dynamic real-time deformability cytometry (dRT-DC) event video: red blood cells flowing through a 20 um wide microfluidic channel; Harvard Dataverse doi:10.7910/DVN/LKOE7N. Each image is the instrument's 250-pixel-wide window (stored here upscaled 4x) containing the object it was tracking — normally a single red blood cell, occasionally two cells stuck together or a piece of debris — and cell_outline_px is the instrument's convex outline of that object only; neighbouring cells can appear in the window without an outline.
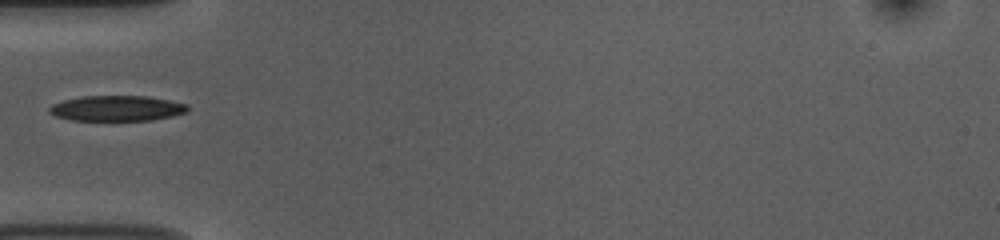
{"species": "common noctule bat (a hibernating species)", "species_latin": "Nyctalus noctula", "temperature_condition": "room temperature", "stored_images_in_passage": 37, "camera_frame_rate_fps": 3000, "um_per_image_px": 0.085, "animal": {"sex": "female", "body_mass_g": 10.0, "forearm_length_mm": 53.1}, "frame": {"image": 1, "passage_image": 1, "time_ms": 0.0, "image_size_px": [1000, 240], "cell_outline_px": [[188, 112], [172, 116], [152, 120], [72, 120], [56, 116], [48, 112], [48, 108], [52, 104], [64, 100], [84, 96], [148, 96], [188, 104]], "centroid_in_image_um": [9.94, 9.2], "position_along_channel_um": 75.1, "area_um2": 20.46}}
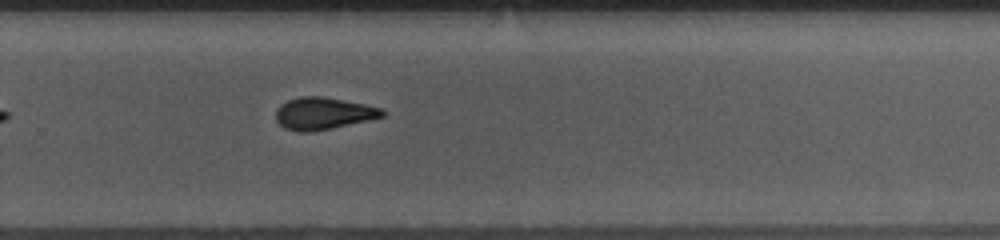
{"frame": {"image": 2, "passage_image": 19, "time_ms": 6.0, "image_size_px": [1000, 240], "cell_outline_px": [[384, 116], [368, 120], [332, 128], [308, 132], [300, 132], [284, 128], [276, 120], [276, 108], [280, 104], [288, 100], [300, 96], [320, 96], [364, 104], [380, 108], [384, 112]], "centroid_in_image_um": [27.42, 9.64], "position_along_channel_um": 302.4, "area_um2": 19.71}}
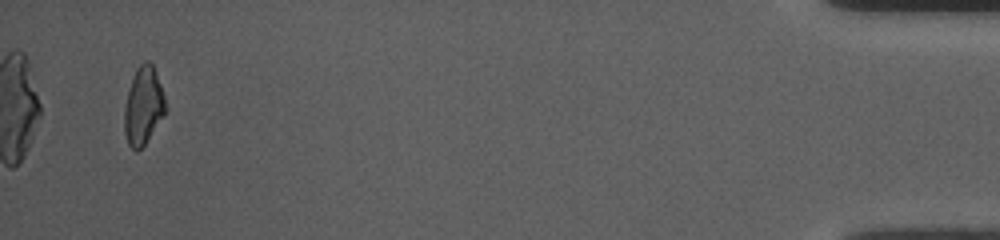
{"frame": {"image": 3, "passage_image": 35, "time_ms": 11.333, "image_size_px": [1000, 240], "cell_outline_px": [[164, 116], [144, 144], [136, 152], [128, 144], [124, 132], [124, 108], [128, 92], [136, 68], [144, 60], [148, 60], [152, 64], [156, 72], [164, 96]], "centroid_in_image_um": [12.16, 8.99], "position_along_channel_um": 423.0, "area_um2": 18.32}}